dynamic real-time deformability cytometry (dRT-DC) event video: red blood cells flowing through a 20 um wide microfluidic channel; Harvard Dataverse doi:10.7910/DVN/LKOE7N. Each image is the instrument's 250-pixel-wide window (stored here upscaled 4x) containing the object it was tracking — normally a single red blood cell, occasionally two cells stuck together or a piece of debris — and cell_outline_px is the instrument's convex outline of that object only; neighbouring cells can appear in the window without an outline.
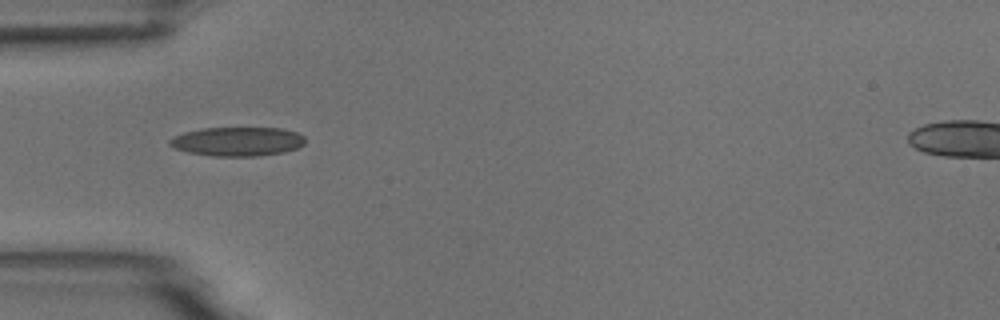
{"species": "common noctule bat (a hibernating species)", "species_latin": "Nyctalus noctula", "temperature_condition": "room temperature", "stored_images_in_passage": 3, "camera_frame_rate_fps": 3000, "um_per_image_px": 0.085, "animal": {"sex": "male", "body_mass_g": 18.8}, "frame": {"image": 1, "passage_image": 1, "time_ms": 0.0, "image_size_px": [1000, 320], "cell_outline_px": [[304, 144], [296, 148], [284, 152], [256, 156], [212, 156], [188, 152], [176, 148], [168, 144], [168, 140], [172, 136], [184, 132], [204, 128], [280, 128], [296, 132], [304, 136]], "centroid_in_image_um": [20.16, 12.02], "position_along_channel_um": 64.8, "area_um2": 22.89}}